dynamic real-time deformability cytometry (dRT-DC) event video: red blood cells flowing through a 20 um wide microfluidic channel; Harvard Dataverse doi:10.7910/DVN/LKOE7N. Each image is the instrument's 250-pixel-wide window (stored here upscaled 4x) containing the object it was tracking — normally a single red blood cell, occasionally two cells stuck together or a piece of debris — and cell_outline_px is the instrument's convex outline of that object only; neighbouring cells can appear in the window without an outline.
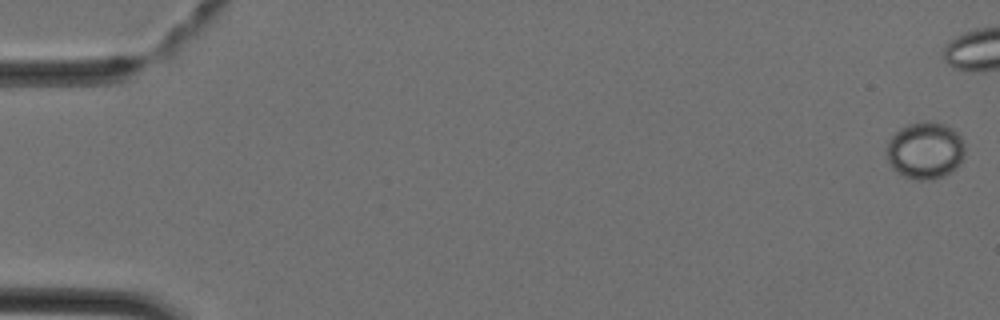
{"species": "Egyptian fruit bat (a non-hibernating species)", "species_latin": "Rousettus aegyptiacus", "temperature_condition": "cold", "stored_images_in_passage": 37, "camera_frame_rate_fps": 3000, "um_per_image_px": 0.085, "animal": {"sex": "female"}, "frame": {"image": 1, "passage_image": 1, "time_ms": 0.0, "image_size_px": [1000, 320], "cell_outline_px": [[964, 156], [960, 164], [956, 168], [944, 176], [932, 180], [916, 180], [904, 176], [896, 172], [892, 168], [888, 160], [884, 148], [892, 136], [900, 128], [908, 124], [924, 120], [928, 120], [944, 124], [952, 128], [964, 140]], "centroid_in_image_um": [78.63, 12.79], "position_along_channel_um": 6.4, "area_um2": 26.47}}
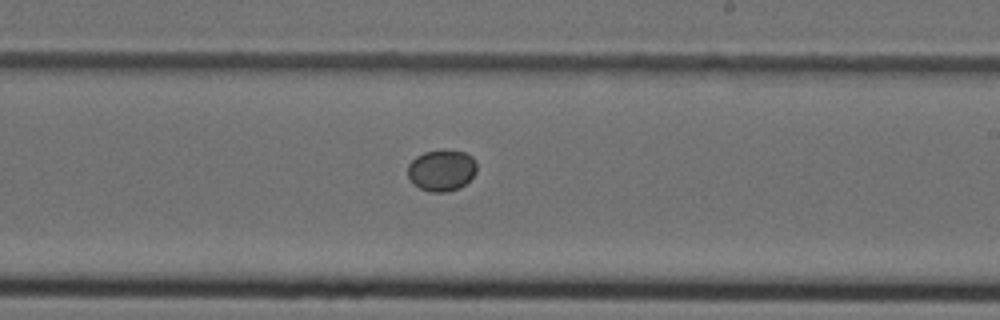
{"frame": {"image": 2, "passage_image": 27, "time_ms": 8.667, "image_size_px": [1000, 320], "cell_outline_px": [[476, 172], [460, 188], [448, 192], [432, 192], [420, 188], [412, 184], [408, 176], [408, 164], [416, 156], [424, 152], [440, 148], [444, 148], [464, 152], [472, 156], [476, 160]], "centroid_in_image_um": [37.53, 14.45], "position_along_channel_um": 251.5, "area_um2": 16.99}}
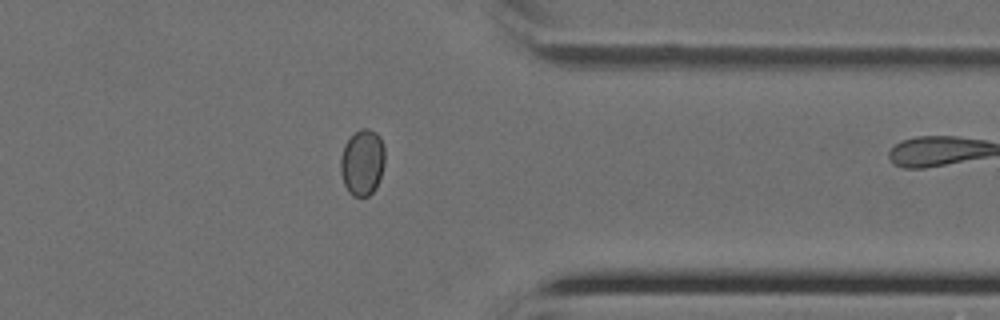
{"frame": {"image": 3, "passage_image": 36, "time_ms": 11.667, "image_size_px": [1000, 320], "cell_outline_px": [[384, 164], [376, 188], [368, 196], [352, 196], [348, 192], [344, 184], [340, 172], [340, 156], [344, 144], [360, 128], [368, 128], [376, 132], [380, 136], [384, 148]], "centroid_in_image_um": [30.78, 13.8], "position_along_channel_um": 380.6, "area_um2": 17.17}}